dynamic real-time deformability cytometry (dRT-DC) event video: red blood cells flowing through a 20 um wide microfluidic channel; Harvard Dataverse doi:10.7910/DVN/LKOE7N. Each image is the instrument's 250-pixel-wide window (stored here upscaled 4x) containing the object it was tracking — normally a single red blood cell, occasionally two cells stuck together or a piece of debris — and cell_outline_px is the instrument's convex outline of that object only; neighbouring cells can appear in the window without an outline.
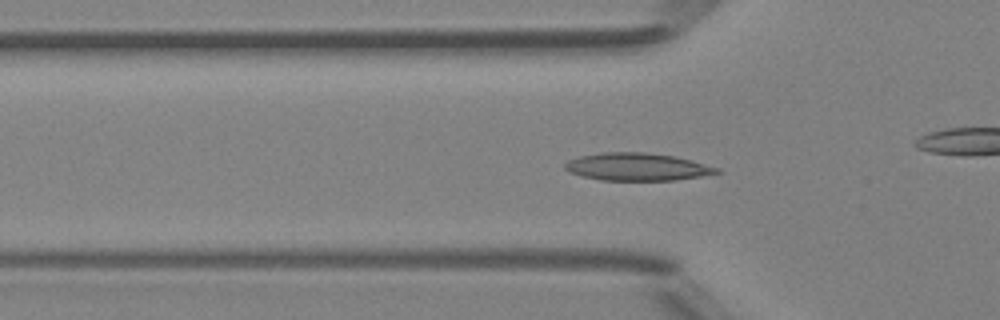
{"species": "Egyptian fruit bat (a non-hibernating species)", "species_latin": "Rousettus aegyptiacus", "temperature_condition": "room temperature", "stored_images_in_passage": 50, "camera_frame_rate_fps": 3000, "um_per_image_px": 0.085, "animal": {"sex": "female"}, "frame": {"image": 1, "passage_image": 16, "time_ms": 5.0, "image_size_px": [1000, 320], "cell_outline_px": [[720, 172], [700, 176], [676, 180], [600, 180], [580, 176], [568, 172], [564, 168], [564, 164], [568, 160], [580, 156], [604, 152], [644, 152], [676, 156], [692, 160], [720, 168]], "centroid_in_image_um": [54.13, 14.18], "position_along_channel_um": 71.7, "area_um2": 24.51}}
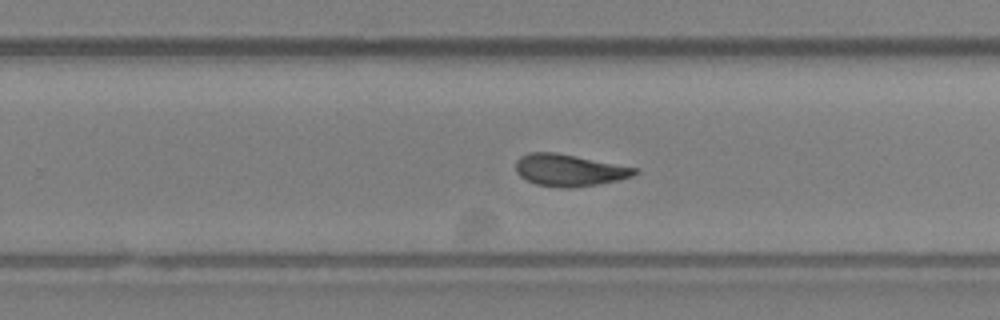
{"frame": {"image": 2, "passage_image": 31, "time_ms": 10.0, "image_size_px": [1000, 320], "cell_outline_px": [[640, 172], [632, 176], [620, 180], [600, 184], [572, 188], [560, 188], [536, 184], [520, 176], [516, 172], [516, 160], [520, 156], [528, 152], [556, 152], [640, 168]], "centroid_in_image_um": [48.42, 14.46], "position_along_channel_um": 281.4, "area_um2": 22.48}}
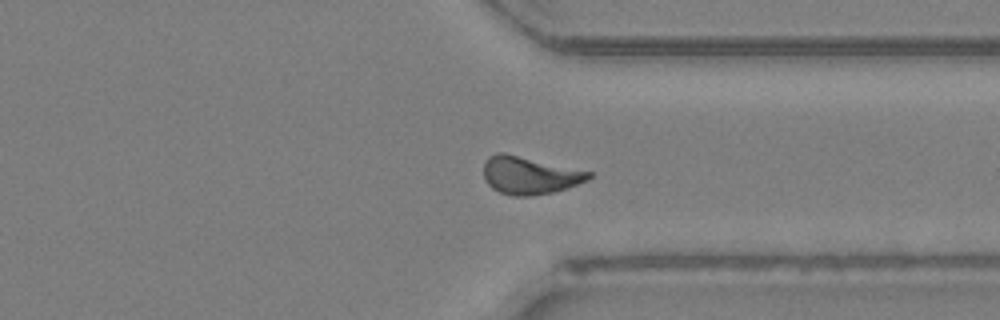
{"frame": {"image": 3, "passage_image": 37, "time_ms": 12.0, "image_size_px": [1000, 320], "cell_outline_px": [[592, 176], [588, 180], [552, 192], [528, 196], [512, 196], [500, 192], [492, 188], [484, 180], [484, 164], [488, 156], [496, 152], [504, 152], [592, 172]], "centroid_in_image_um": [44.97, 14.89], "position_along_channel_um": 366.4, "area_um2": 22.95}, "authors_computed_cell_mechanics": {"area_um2": 22.6865, "velocity_mm_per_s": 4.2025, "shape_relaxation_time_tau1_ms": 6.0256, "shape_relaxation_time_tau2_ms": 2.1393, "deformation_change_tau1": 0.1612, "deformation_change_tau2": 0.0766}}